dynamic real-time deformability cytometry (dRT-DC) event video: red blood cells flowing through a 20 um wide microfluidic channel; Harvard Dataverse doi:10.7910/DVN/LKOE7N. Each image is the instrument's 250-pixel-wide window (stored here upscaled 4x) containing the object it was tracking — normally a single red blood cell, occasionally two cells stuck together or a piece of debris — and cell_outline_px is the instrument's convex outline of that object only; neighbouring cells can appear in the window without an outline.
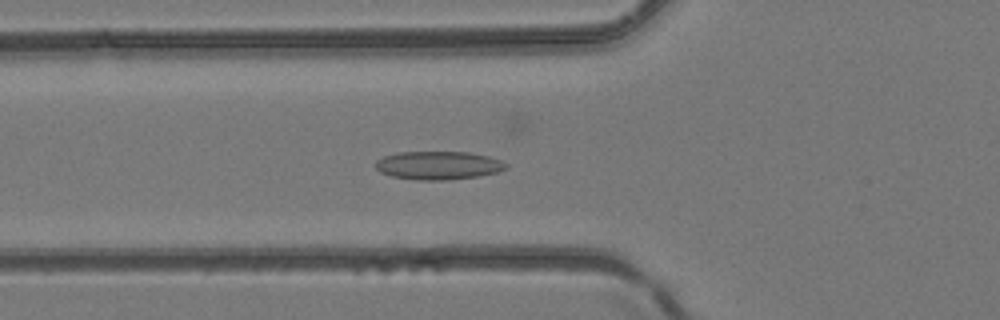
{"species": "common noctule bat (a hibernating species)", "species_latin": "Nyctalus noctula", "temperature_condition": "room temperature", "stored_images_in_passage": 31, "camera_frame_rate_fps": 3000, "um_per_image_px": 0.085, "animal": {"sex": "female", "body_mass_g": 24.6, "forearm_length_mm": 56.2}, "frame": {"image": 1, "passage_image": 4, "time_ms": 1.0, "image_size_px": [1000, 320], "cell_outline_px": [[508, 168], [496, 172], [480, 176], [448, 180], [416, 180], [392, 176], [380, 172], [376, 168], [376, 160], [384, 156], [400, 152], [468, 152], [488, 156], [500, 160], [508, 164]], "centroid_in_image_um": [37.27, 14.06], "position_along_channel_um": 88.5, "area_um2": 21.56}}
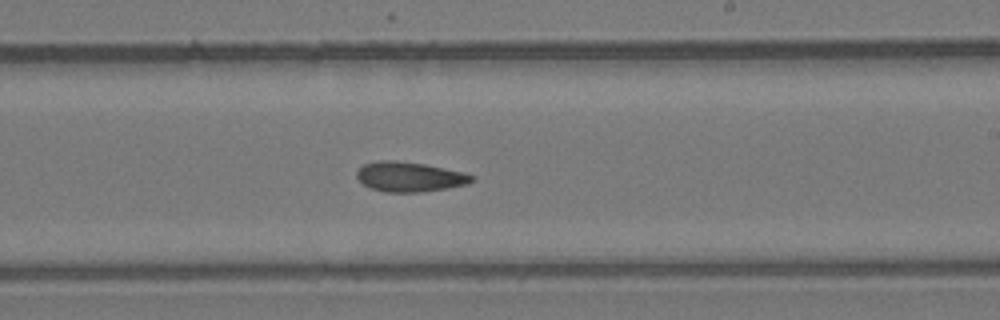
{"frame": {"image": 2, "passage_image": 14, "time_ms": 4.333, "image_size_px": [1000, 320], "cell_outline_px": [[476, 180], [468, 184], [420, 192], [384, 192], [372, 188], [364, 184], [356, 176], [356, 172], [364, 164], [380, 160], [396, 160], [424, 164], [464, 172], [476, 176]], "centroid_in_image_um": [34.85, 15.02], "position_along_channel_um": 254.2, "area_um2": 19.94}}
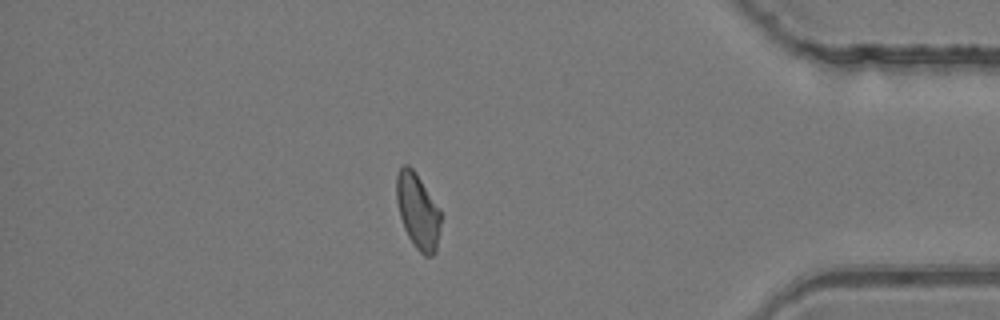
{"frame": {"image": 3, "passage_image": 25, "time_ms": 8.0, "image_size_px": [1000, 320], "cell_outline_px": [[440, 224], [436, 252], [432, 256], [424, 256], [416, 248], [408, 236], [404, 228], [400, 216], [396, 200], [396, 176], [400, 168], [404, 164], [408, 164], [416, 172], [440, 208]], "centroid_in_image_um": [35.51, 17.93], "position_along_channel_um": 399.7, "area_um2": 19.54}}